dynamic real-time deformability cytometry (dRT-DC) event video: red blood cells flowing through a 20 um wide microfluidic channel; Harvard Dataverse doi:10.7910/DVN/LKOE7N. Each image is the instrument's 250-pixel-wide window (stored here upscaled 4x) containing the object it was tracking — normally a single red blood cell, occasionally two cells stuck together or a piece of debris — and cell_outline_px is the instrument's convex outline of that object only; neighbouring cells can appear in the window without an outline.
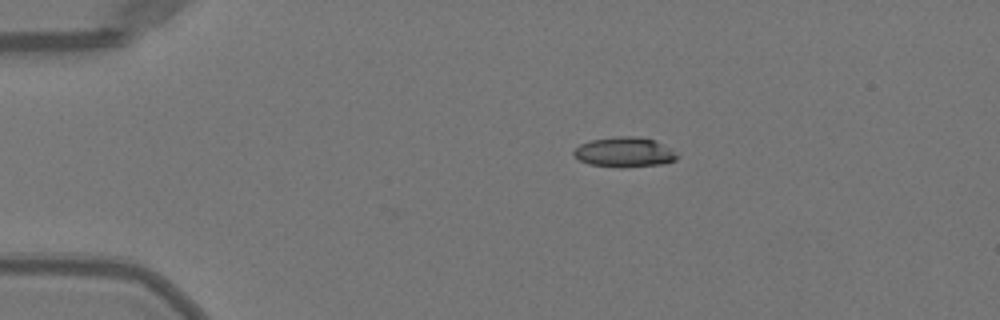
{"species": "Egyptian fruit bat (a non-hibernating species)", "species_latin": "Rousettus aegyptiacus", "temperature_condition": "warm", "stored_images_in_passage": 41, "camera_frame_rate_fps": 3000, "um_per_image_px": 0.085, "animal": {"sex": "female"}, "frame": {"image": 1, "passage_image": 1, "time_ms": 0.0, "image_size_px": [1000, 320], "cell_outline_px": [[680, 156], [676, 160], [664, 164], [624, 168], [620, 168], [588, 164], [580, 160], [572, 152], [580, 144], [592, 140], [620, 136], [636, 136], [652, 140], [668, 148]], "centroid_in_image_um": [53.07, 12.96], "position_along_channel_um": 31.9, "area_um2": 17.92}}
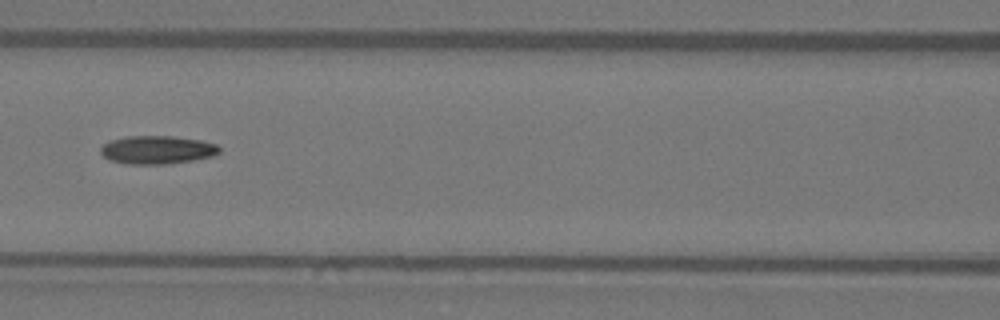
{"frame": {"image": 2, "passage_image": 14, "time_ms": 4.333, "image_size_px": [1000, 320], "cell_outline_px": [[220, 152], [212, 156], [192, 160], [164, 164], [128, 164], [112, 160], [104, 156], [100, 152], [100, 148], [108, 140], [128, 136], [172, 136], [200, 140], [216, 144], [220, 148]], "centroid_in_image_um": [13.35, 12.73], "position_along_channel_um": 153.3, "area_um2": 19.42}}
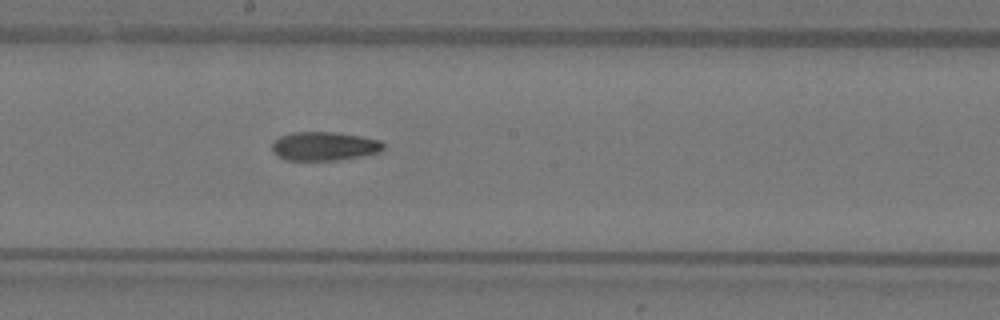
{"frame": {"image": 3, "passage_image": 19, "time_ms": 6.0, "image_size_px": [1000, 320], "cell_outline_px": [[384, 148], [380, 152], [364, 156], [340, 160], [284, 160], [276, 156], [272, 152], [272, 144], [280, 136], [292, 132], [332, 132], [360, 136], [380, 140], [384, 144]], "centroid_in_image_um": [27.56, 12.44], "position_along_channel_um": 220.6, "area_um2": 18.84}, "authors_computed_cell_mechanics": {"area_um2": 18.6116, "velocity_mm_per_s": 4.0569, "shape_relaxation_time_tau1_ms": 9.9174, "shape_relaxation_time_tau2_ms": null, "deformation_change_tau1": 0.2387, "deformation_change_tau2": null}}